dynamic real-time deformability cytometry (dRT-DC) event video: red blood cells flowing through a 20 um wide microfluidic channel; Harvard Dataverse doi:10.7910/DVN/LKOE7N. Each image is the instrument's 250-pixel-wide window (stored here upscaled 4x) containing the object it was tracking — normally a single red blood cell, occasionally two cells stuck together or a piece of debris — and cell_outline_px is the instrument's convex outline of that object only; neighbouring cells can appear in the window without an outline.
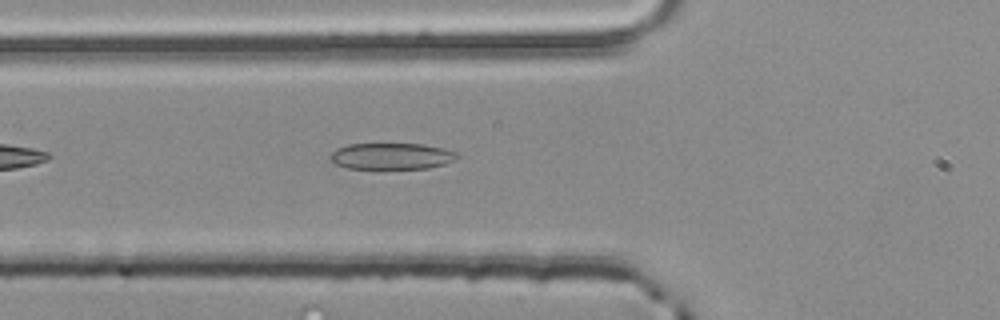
{"species": "common noctule bat (a hibernating species)", "species_latin": "Nyctalus noctula", "temperature_condition": "room temperature", "stored_images_in_passage": 4, "camera_frame_rate_fps": 3000, "um_per_image_px": 0.085, "animal": {"sex": "male", "body_mass_g": 20.4}, "frame": {"image": 1, "passage_image": 4, "time_ms": 1.0, "image_size_px": [1000, 320], "cell_outline_px": [[460, 156], [456, 160], [444, 164], [428, 168], [348, 168], [336, 164], [328, 160], [328, 156], [336, 148], [348, 144], [424, 144], [444, 148], [456, 152]], "centroid_in_image_um": [33.28, 13.26], "position_along_channel_um": 92.5, "area_um2": 19.59}}